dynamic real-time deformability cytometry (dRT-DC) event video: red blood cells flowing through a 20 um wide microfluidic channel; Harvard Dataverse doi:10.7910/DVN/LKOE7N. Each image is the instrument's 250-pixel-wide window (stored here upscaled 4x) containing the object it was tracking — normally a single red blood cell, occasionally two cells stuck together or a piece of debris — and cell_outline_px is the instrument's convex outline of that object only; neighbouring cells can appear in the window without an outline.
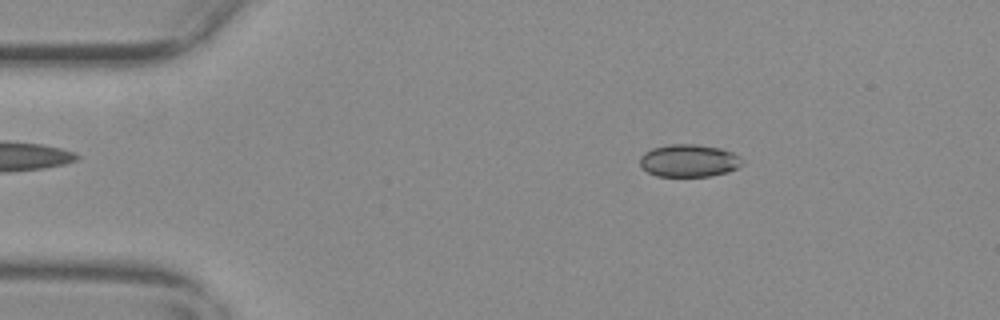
{"species": "common noctule bat (a hibernating species)", "species_latin": "Nyctalus noctula", "temperature_condition": "warm", "stored_images_in_passage": 55, "camera_frame_rate_fps": 3000, "um_per_image_px": 0.085, "animal": {"sex": "female", "body_mass_g": 29.2, "forearm_length_mm": 56.3}, "frame": {"image": 1, "passage_image": 9, "time_ms": 2.667, "image_size_px": [1000, 320], "cell_outline_px": [[744, 164], [728, 172], [712, 176], [656, 176], [648, 172], [640, 164], [640, 156], [644, 152], [652, 148], [668, 144], [696, 144], [720, 148], [732, 152], [740, 156]], "centroid_in_image_um": [58.57, 13.65], "position_along_channel_um": 26.4, "area_um2": 19.54}}
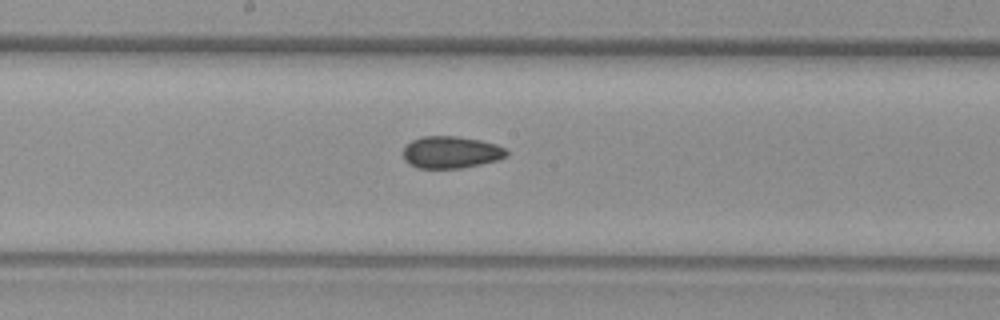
{"frame": {"image": 2, "passage_image": 29, "time_ms": 9.333, "image_size_px": [1000, 320], "cell_outline_px": [[508, 156], [496, 160], [480, 164], [460, 168], [416, 168], [408, 164], [404, 160], [404, 148], [412, 140], [424, 136], [456, 136], [480, 140], [496, 144], [504, 148], [508, 152]], "centroid_in_image_um": [38.32, 12.94], "position_along_channel_um": 209.9, "area_um2": 19.25}}
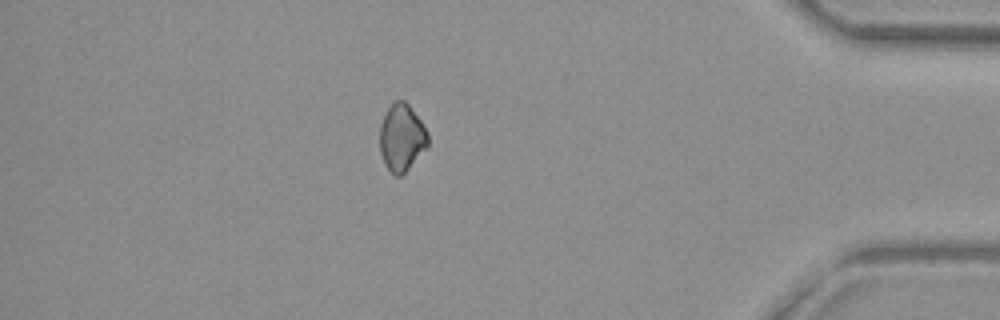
{"frame": {"image": 3, "passage_image": 48, "time_ms": 15.667, "image_size_px": [1000, 320], "cell_outline_px": [[428, 148], [400, 176], [396, 176], [384, 164], [380, 152], [380, 124], [388, 108], [396, 100], [404, 100], [408, 104], [420, 120], [428, 132]], "centroid_in_image_um": [34.15, 11.7], "position_along_channel_um": 401.1, "area_um2": 18.73}, "authors_computed_cell_mechanics": {"area_um2": 19.363, "velocity_mm_per_s": 3.7121, "shape_relaxation_time_tau1_ms": null, "shape_relaxation_time_tau2_ms": 3.3011, "deformation_change_tau1": null, "deformation_change_tau2": 0.0644}}